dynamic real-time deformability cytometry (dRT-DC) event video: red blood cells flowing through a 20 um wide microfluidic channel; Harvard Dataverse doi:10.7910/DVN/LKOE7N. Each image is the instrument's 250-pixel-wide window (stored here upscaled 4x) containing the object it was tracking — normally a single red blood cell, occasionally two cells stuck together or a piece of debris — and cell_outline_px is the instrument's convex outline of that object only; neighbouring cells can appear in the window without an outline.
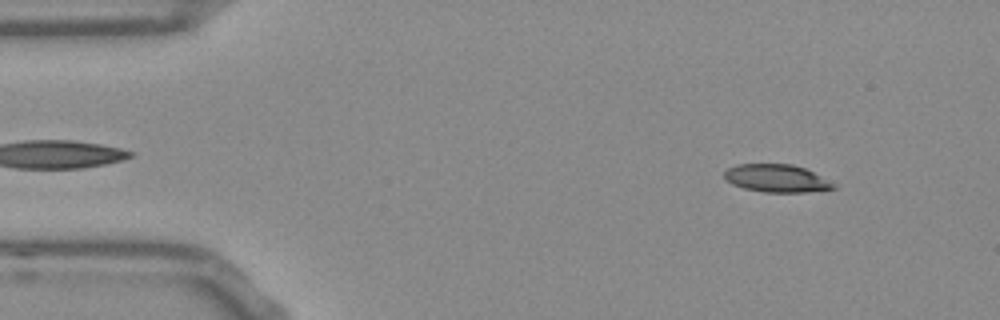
{"species": "Egyptian fruit bat (a non-hibernating species)", "species_latin": "Rousettus aegyptiacus", "temperature_condition": "room temperature", "stored_images_in_passage": 52, "camera_frame_rate_fps": 3000, "um_per_image_px": 0.085, "frame": {"image": 1, "passage_image": 5, "time_ms": 1.333, "image_size_px": [1000, 320], "cell_outline_px": [[836, 188], [804, 192], [764, 192], [744, 188], [732, 184], [724, 180], [724, 172], [728, 168], [736, 164], [792, 164], [804, 168], [836, 184]], "centroid_in_image_um": [65.96, 15.15], "position_along_channel_um": 19.0, "area_um2": 17.57}}
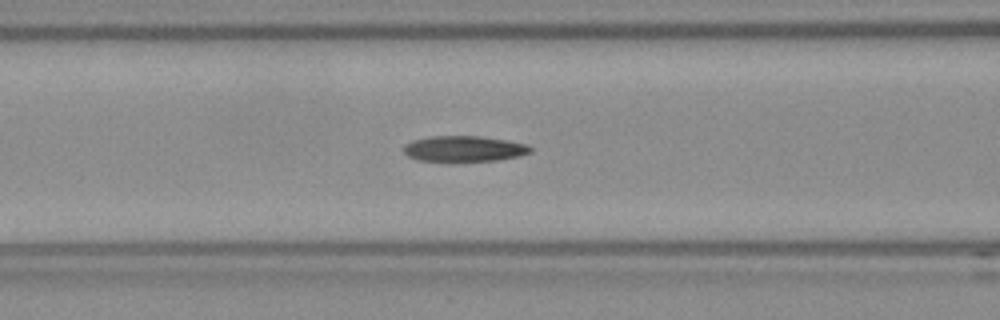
{"frame": {"image": 2, "passage_image": 20, "time_ms": 6.333, "image_size_px": [1000, 320], "cell_outline_px": [[532, 152], [520, 156], [496, 160], [416, 160], [408, 156], [404, 152], [404, 144], [412, 140], [432, 136], [480, 136], [504, 140], [524, 144], [532, 148]], "centroid_in_image_um": [39.42, 12.63], "position_along_channel_um": 127.2, "area_um2": 18.61}}
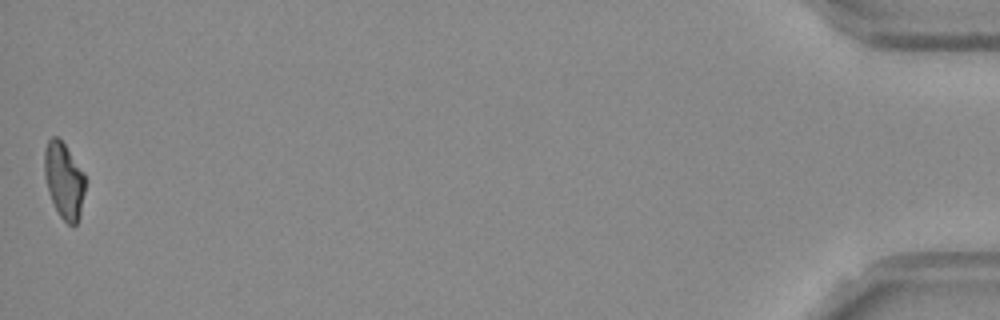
{"frame": {"image": 3, "passage_image": 52, "time_ms": 17.0, "image_size_px": [1000, 320], "cell_outline_px": [[84, 192], [80, 216], [76, 224], [72, 228], [60, 216], [52, 200], [44, 176], [44, 152], [48, 140], [52, 136], [56, 136], [64, 144], [84, 172]], "centroid_in_image_um": [5.44, 15.35], "position_along_channel_um": 429.8, "area_um2": 17.86}, "authors_computed_cell_mechanics": {"area_um2": 19.0162, "velocity_mm_per_s": 3.7936, "shape_relaxation_time_tau1_ms": null, "shape_relaxation_time_tau2_ms": 4.3387, "deformation_change_tau1": null, "deformation_change_tau2": 0.1243}}